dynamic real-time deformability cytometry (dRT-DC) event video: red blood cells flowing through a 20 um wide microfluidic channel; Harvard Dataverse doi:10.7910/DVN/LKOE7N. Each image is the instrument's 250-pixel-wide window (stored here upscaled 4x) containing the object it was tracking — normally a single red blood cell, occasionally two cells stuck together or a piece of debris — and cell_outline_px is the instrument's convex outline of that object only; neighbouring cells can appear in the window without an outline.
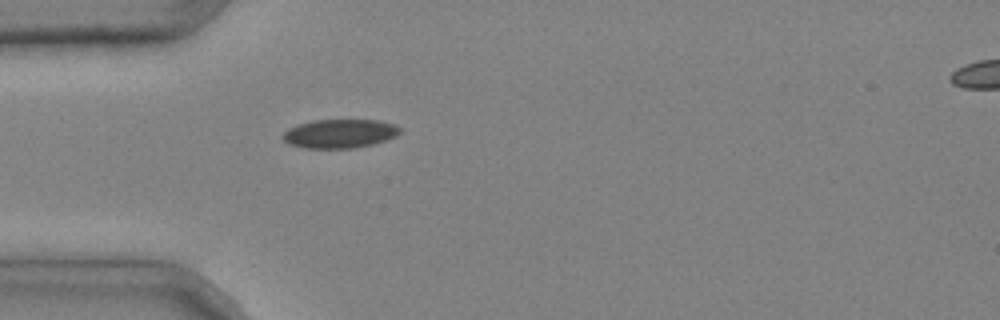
{"species": "common noctule bat (a hibernating species)", "species_latin": "Nyctalus noctula", "temperature_condition": "cold", "stored_images_in_passage": 4, "camera_frame_rate_fps": 3000, "um_per_image_px": 0.085, "animal": {"sex": "male", "body_mass_g": 20.4}, "frame": {"image": 1, "passage_image": 4, "time_ms": 1.0, "image_size_px": [1000, 320], "cell_outline_px": [[400, 132], [396, 136], [388, 140], [372, 144], [352, 148], [304, 148], [288, 144], [280, 136], [288, 128], [312, 120], [376, 120], [396, 124], [400, 128]], "centroid_in_image_um": [28.87, 11.36], "position_along_channel_um": 56.1, "area_um2": 19.77}}